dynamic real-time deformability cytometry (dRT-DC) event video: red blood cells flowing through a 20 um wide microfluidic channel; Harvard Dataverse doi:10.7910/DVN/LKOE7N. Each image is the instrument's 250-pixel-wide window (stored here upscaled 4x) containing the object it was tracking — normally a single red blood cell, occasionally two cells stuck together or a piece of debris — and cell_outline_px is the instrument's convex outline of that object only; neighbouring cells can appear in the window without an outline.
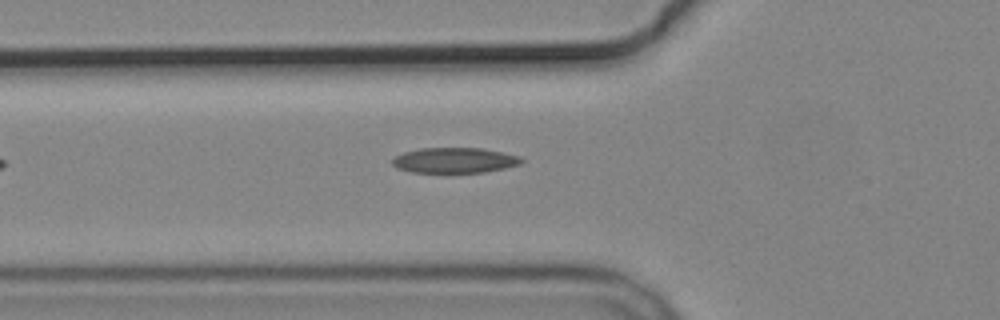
{"species": "common noctule bat (a hibernating species)", "species_latin": "Nyctalus noctula", "temperature_condition": "cold", "stored_images_in_passage": 5, "camera_frame_rate_fps": 3000, "um_per_image_px": 0.085, "animal": {"sex": "male", "body_mass_g": 19.2, "forearm_length_mm": 51.8}, "frame": {"image": 1, "passage_image": 5, "time_ms": 5.667, "image_size_px": [1000, 320], "cell_outline_px": [[524, 160], [520, 164], [504, 168], [484, 172], [412, 172], [396, 168], [392, 164], [392, 160], [396, 156], [404, 152], [420, 148], [480, 148], [504, 152], [520, 156]], "centroid_in_image_um": [38.65, 13.62], "position_along_channel_um": 87.2, "area_um2": 19.02}}